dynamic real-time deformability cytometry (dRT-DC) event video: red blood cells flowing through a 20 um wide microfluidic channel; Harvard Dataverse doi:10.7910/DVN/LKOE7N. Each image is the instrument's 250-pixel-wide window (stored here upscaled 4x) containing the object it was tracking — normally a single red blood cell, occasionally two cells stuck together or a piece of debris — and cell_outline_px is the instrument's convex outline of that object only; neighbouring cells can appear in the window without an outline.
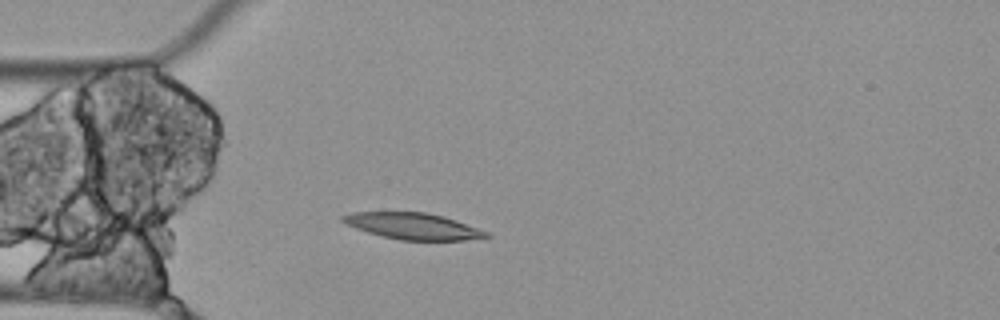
{"species": "Egyptian fruit bat (a non-hibernating species)", "species_latin": "Rousettus aegyptiacus", "temperature_condition": "cold", "stored_images_in_passage": 4, "camera_frame_rate_fps": 3000, "um_per_image_px": 0.085, "animal": {"sex": "female"}, "frame": {"image": 1, "passage_image": 4, "time_ms": 1.0, "image_size_px": [1000, 320], "cell_outline_px": [[492, 236], [464, 240], [400, 240], [380, 236], [344, 224], [340, 220], [340, 216], [352, 212], [424, 212], [444, 216], [456, 220], [488, 232]], "centroid_in_image_um": [35.06, 19.22], "position_along_channel_um": 49.9, "area_um2": 22.08}}